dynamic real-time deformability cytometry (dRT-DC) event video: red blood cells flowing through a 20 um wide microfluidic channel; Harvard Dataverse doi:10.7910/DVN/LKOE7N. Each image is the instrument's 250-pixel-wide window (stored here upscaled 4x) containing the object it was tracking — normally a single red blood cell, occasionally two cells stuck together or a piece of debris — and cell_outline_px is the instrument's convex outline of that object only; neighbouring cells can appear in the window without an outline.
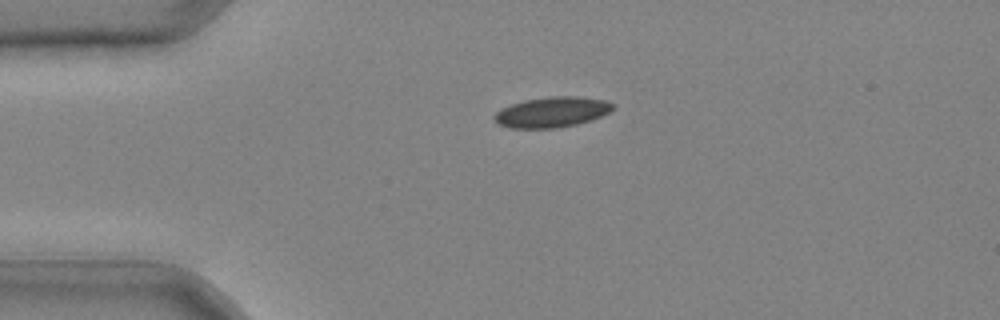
{"species": "common noctule bat (a hibernating species)", "species_latin": "Nyctalus noctula", "temperature_condition": "cold", "stored_images_in_passage": 30, "camera_frame_rate_fps": 3000, "um_per_image_px": 0.085, "animal": {"sex": "male", "body_mass_g": 20.4}, "frame": {"image": 1, "passage_image": 1, "time_ms": 0.0, "image_size_px": [1000, 320], "cell_outline_px": [[616, 108], [592, 120], [576, 124], [556, 128], [508, 128], [496, 124], [492, 120], [492, 116], [500, 108], [524, 100], [552, 96], [576, 96], [604, 100], [616, 104]], "centroid_in_image_um": [46.87, 9.53], "position_along_channel_um": 38.1, "area_um2": 21.27}}
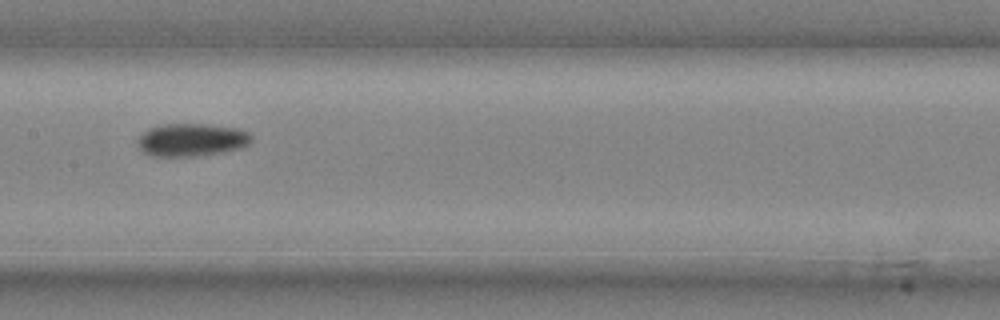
{"frame": {"image": 2, "passage_image": 13, "time_ms": 4.0, "image_size_px": [1000, 320], "cell_outline_px": [[252, 140], [244, 148], [224, 152], [196, 156], [152, 156], [144, 152], [136, 144], [136, 140], [148, 128], [160, 124], [204, 124], [232, 128], [244, 132], [252, 136]], "centroid_in_image_um": [16.24, 11.9], "position_along_channel_um": 191.2, "area_um2": 21.73}}
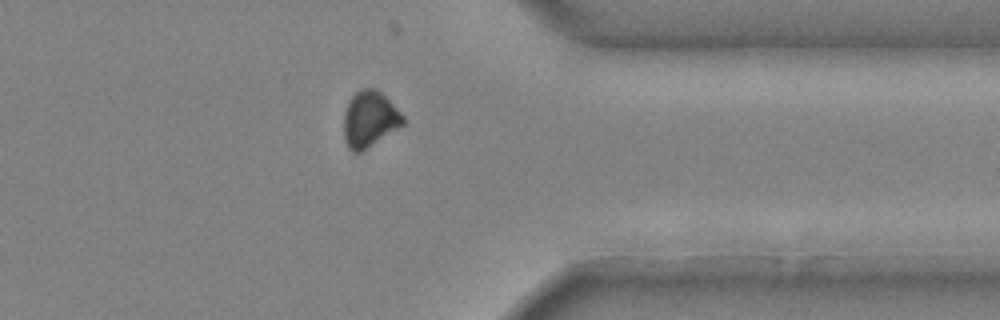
{"frame": {"image": 3, "passage_image": 26, "time_ms": 8.333, "image_size_px": [1000, 320], "cell_outline_px": [[404, 124], [360, 152], [352, 152], [348, 148], [344, 140], [344, 112], [348, 100], [360, 88], [376, 88], [404, 116]], "centroid_in_image_um": [31.38, 10.12], "position_along_channel_um": 380.0, "area_um2": 19.13}}